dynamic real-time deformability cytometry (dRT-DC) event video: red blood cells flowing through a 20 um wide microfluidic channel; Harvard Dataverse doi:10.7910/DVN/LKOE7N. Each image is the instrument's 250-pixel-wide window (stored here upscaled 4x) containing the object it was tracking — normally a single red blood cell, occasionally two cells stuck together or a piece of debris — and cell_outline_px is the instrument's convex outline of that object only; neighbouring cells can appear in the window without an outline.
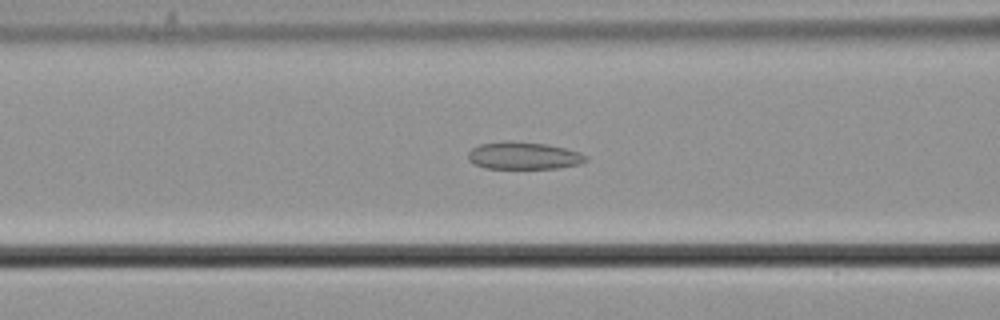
{"species": "common noctule bat (a hibernating species)", "species_latin": "Nyctalus noctula", "temperature_condition": "cold", "stored_images_in_passage": 56, "camera_frame_rate_fps": 3000, "um_per_image_px": 0.085, "animal": {"sex": "male", "body_mass_g": 21.5, "forearm_length_mm": 52.0}, "frame": {"image": 1, "passage_image": 23, "time_ms": 7.333, "image_size_px": [1000, 320], "cell_outline_px": [[588, 160], [580, 164], [560, 168], [484, 168], [468, 160], [468, 152], [472, 148], [480, 144], [504, 140], [512, 140], [548, 144], [580, 152], [588, 156]], "centroid_in_image_um": [44.52, 13.22], "position_along_channel_um": 122.1, "area_um2": 19.02}}
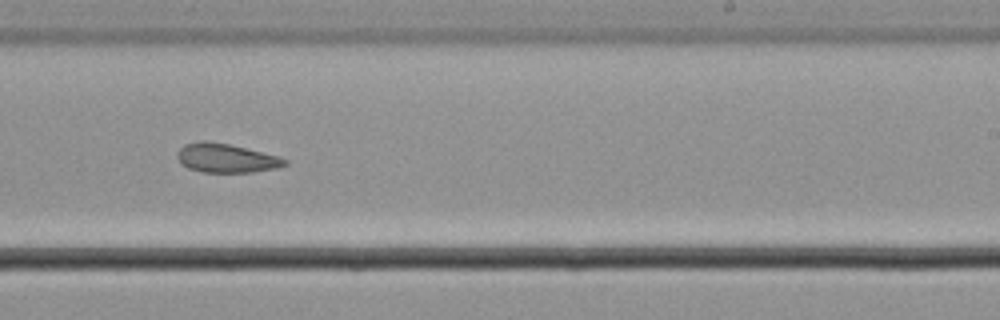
{"frame": {"image": 2, "passage_image": 35, "time_ms": 11.333, "image_size_px": [1000, 320], "cell_outline_px": [[288, 164], [276, 168], [252, 172], [200, 172], [188, 168], [180, 164], [176, 156], [180, 148], [184, 144], [200, 140], [204, 140], [228, 144], [276, 156], [288, 160]], "centroid_in_image_um": [19.16, 13.44], "position_along_channel_um": 269.8, "area_um2": 18.03}}
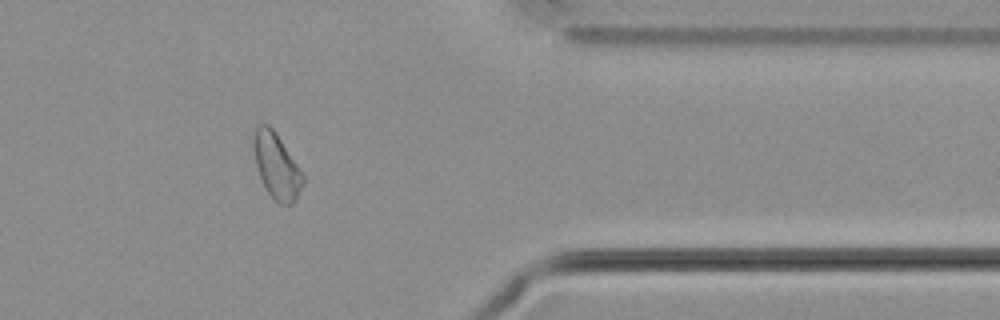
{"frame": {"image": 3, "passage_image": 46, "time_ms": 15.0, "image_size_px": [1000, 320], "cell_outline_px": [[304, 184], [292, 204], [280, 204], [264, 188], [256, 164], [252, 140], [256, 128], [260, 124], [268, 124], [272, 128], [304, 176]], "centroid_in_image_um": [23.49, 14.12], "position_along_channel_um": 387.9, "area_um2": 18.26}}